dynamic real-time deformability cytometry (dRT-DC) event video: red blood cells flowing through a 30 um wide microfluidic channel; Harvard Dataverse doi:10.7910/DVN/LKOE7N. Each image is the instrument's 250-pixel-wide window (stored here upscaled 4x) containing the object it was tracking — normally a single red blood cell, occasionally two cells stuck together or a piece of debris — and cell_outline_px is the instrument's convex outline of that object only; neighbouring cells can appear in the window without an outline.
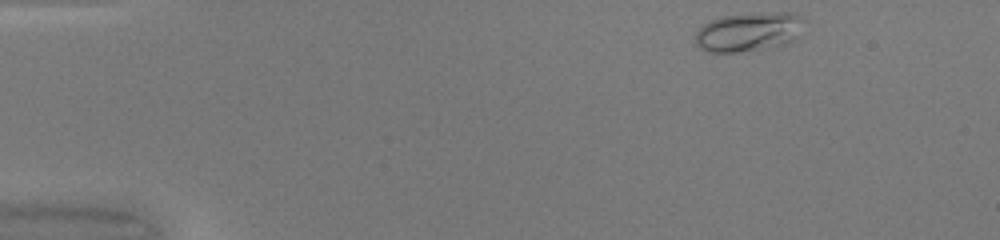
{"species": "common noctule bat (a hibernating species)", "species_latin": "Nyctalus noctula", "temperature_condition": "warm", "stored_images_in_passage": 44, "camera_frame_rate_fps": 3000, "um_per_image_px": 0.085, "animal": {"sex": "female", "body_mass_g": 20.0, "forearm_length_mm": 54.0}, "frame": {"image": 1, "passage_image": 1, "time_ms": 0.0, "image_size_px": [1000, 240], "cell_outline_px": [[808, 20], [796, 36], [792, 40], [784, 44], [736, 52], [708, 52], [700, 48], [696, 44], [696, 32], [704, 24], [720, 16], [752, 12], [792, 12]], "centroid_in_image_um": [63.66, 2.66], "position_along_channel_um": 21.3, "area_um2": 24.85}}
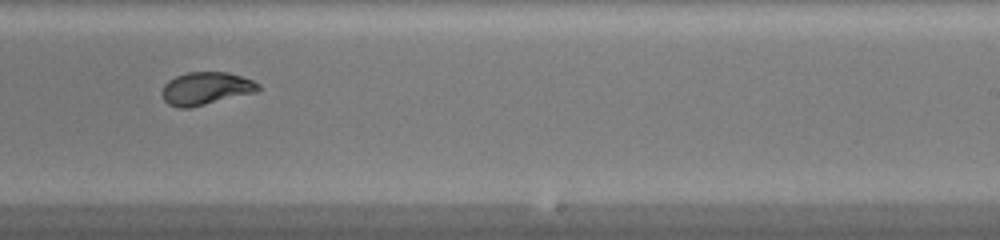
{"frame": {"image": 2, "passage_image": 26, "time_ms": 8.333, "image_size_px": [1000, 240], "cell_outline_px": [[260, 88], [256, 92], [188, 108], [180, 108], [168, 104], [164, 100], [160, 92], [164, 84], [168, 80], [176, 76], [188, 72], [228, 72], [252, 80], [260, 84]], "centroid_in_image_um": [17.47, 7.51], "position_along_channel_um": 271.5, "area_um2": 18.32}}
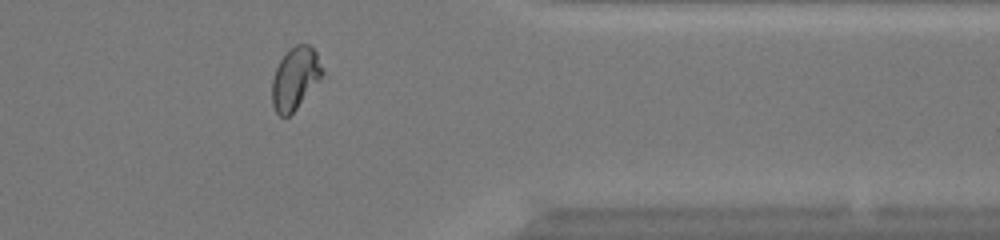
{"frame": {"image": 3, "passage_image": 35, "time_ms": 11.333, "image_size_px": [1000, 240], "cell_outline_px": [[324, 72], [320, 80], [296, 108], [288, 116], [280, 116], [276, 112], [272, 104], [272, 80], [276, 68], [280, 60], [288, 48], [296, 44], [308, 44], [316, 52]], "centroid_in_image_um": [25.08, 6.63], "position_along_channel_um": 386.3, "area_um2": 18.15}, "authors_computed_cell_mechanics": {"area_um2": 18.7272, "velocity_mm_per_s": 4.2125, "shape_relaxation_time_tau1_ms": 10.6322, "shape_relaxation_time_tau2_ms": null, "deformation_change_tau1": 0.2849, "deformation_change_tau2": null}}